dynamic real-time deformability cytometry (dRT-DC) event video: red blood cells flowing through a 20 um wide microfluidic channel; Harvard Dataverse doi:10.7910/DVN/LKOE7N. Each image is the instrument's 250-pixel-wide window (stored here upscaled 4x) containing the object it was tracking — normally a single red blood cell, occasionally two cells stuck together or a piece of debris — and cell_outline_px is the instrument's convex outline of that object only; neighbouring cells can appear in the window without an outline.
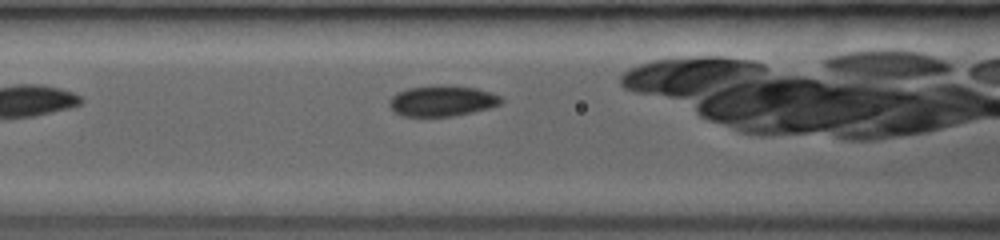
{"species": "common noctule bat (a hibernating species)", "species_latin": "Nyctalus noctula", "temperature_condition": "room temperature", "stored_images_in_passage": 11, "camera_frame_rate_fps": 3000, "um_per_image_px": 0.085, "animal": {"sex": "female", "body_mass_g": 19.0, "forearm_length_mm": 53.3}, "frame": {"image": 1, "passage_image": 5, "time_ms": 3.0, "image_size_px": [1000, 240], "cell_outline_px": [[504, 100], [500, 104], [492, 108], [452, 116], [400, 116], [392, 112], [388, 104], [388, 100], [396, 92], [408, 88], [432, 84], [448, 84], [476, 88], [500, 96]], "centroid_in_image_um": [37.53, 8.56], "position_along_channel_um": 129.1, "area_um2": 20.58}}
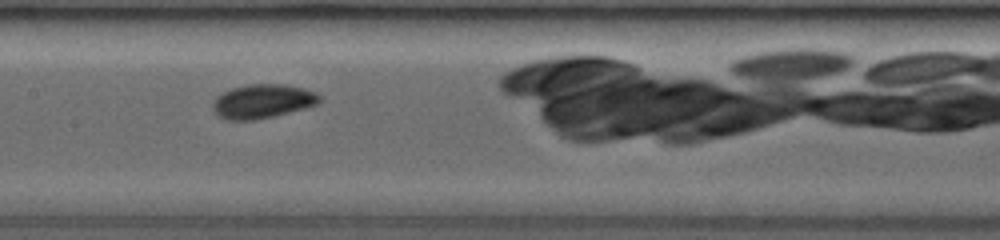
{"frame": {"image": 2, "passage_image": 7, "time_ms": 4.333, "image_size_px": [1000, 240], "cell_outline_px": [[320, 104], [272, 116], [252, 120], [228, 120], [220, 116], [212, 108], [212, 100], [220, 92], [232, 88], [248, 84], [284, 84], [304, 88], [316, 92], [320, 96]], "centroid_in_image_um": [22.3, 8.59], "position_along_channel_um": 185.1, "area_um2": 21.21}}